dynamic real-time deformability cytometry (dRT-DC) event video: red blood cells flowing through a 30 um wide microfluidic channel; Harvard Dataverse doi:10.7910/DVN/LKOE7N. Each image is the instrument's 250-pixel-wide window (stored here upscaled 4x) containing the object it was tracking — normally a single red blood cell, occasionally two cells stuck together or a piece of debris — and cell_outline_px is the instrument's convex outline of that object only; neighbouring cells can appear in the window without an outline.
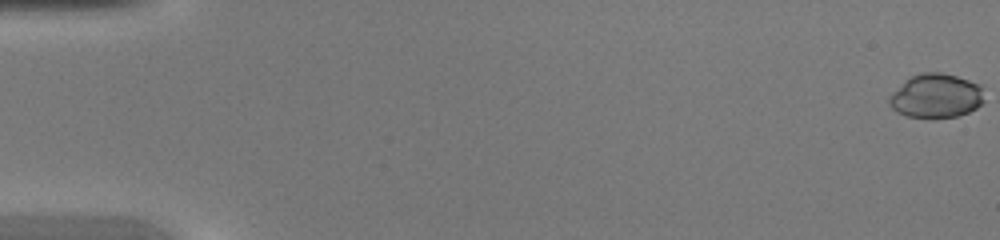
{"species": "common noctule bat (a hibernating species)", "species_latin": "Nyctalus noctula", "temperature_condition": "warm", "stored_images_in_passage": 47, "camera_frame_rate_fps": 3000, "um_per_image_px": 0.085, "animal": {"sex": "female", "body_mass_g": 20.0, "forearm_length_mm": 54.0}, "frame": {"image": 1, "passage_image": 1, "time_ms": 0.0, "image_size_px": [1000, 240], "cell_outline_px": [[984, 100], [976, 108], [968, 112], [956, 116], [908, 116], [896, 112], [888, 104], [888, 96], [904, 80], [912, 76], [924, 72], [940, 72], [956, 76], [980, 84], [984, 88]], "centroid_in_image_um": [79.56, 8.12], "position_along_channel_um": 5.4, "area_um2": 24.28}}
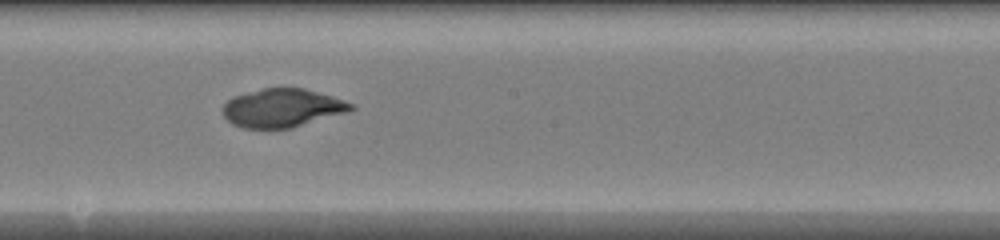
{"frame": {"image": 2, "passage_image": 27, "time_ms": 8.667, "image_size_px": [1000, 240], "cell_outline_px": [[356, 108], [348, 112], [292, 128], [244, 128], [232, 124], [224, 116], [220, 108], [232, 96], [264, 88], [304, 88], [332, 96], [344, 100], [352, 104]], "centroid_in_image_um": [23.98, 9.18], "position_along_channel_um": 224.2, "area_um2": 28.78}}
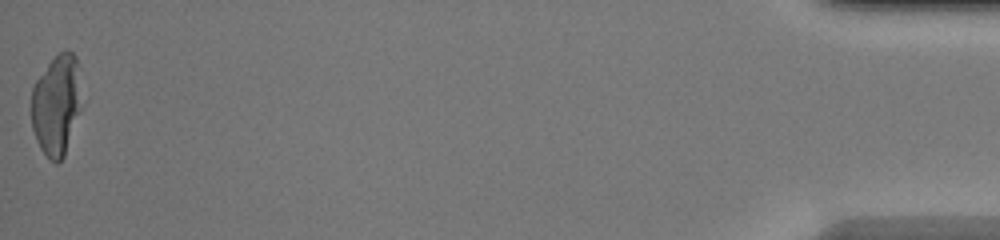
{"frame": {"image": 3, "passage_image": 47, "time_ms": 15.333, "image_size_px": [1000, 240], "cell_outline_px": [[84, 104], [64, 156], [56, 164], [40, 148], [36, 140], [32, 128], [32, 88], [36, 80], [48, 64], [60, 52], [72, 52], [76, 56]], "centroid_in_image_um": [4.84, 8.93], "position_along_channel_um": 430.4, "area_um2": 29.71}}